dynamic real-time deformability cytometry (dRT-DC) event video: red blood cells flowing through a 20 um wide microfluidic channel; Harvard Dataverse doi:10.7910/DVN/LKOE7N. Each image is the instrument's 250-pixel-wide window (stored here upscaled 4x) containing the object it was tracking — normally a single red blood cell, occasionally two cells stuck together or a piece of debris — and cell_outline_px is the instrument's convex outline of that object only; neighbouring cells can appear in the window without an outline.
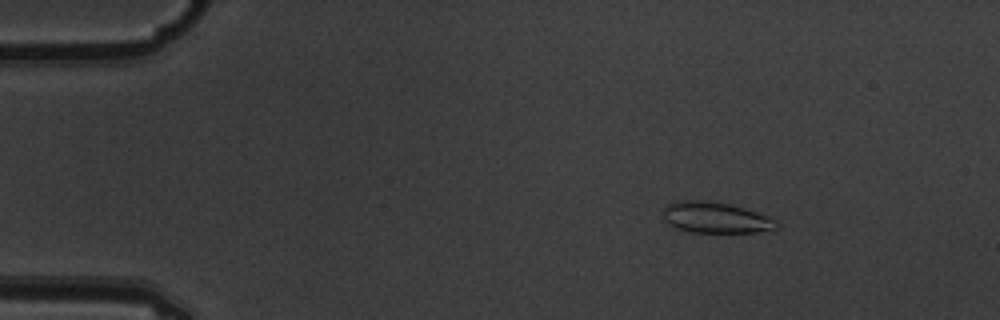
{"species": "common noctule bat (a hibernating species)", "species_latin": "Nyctalus noctula", "temperature_condition": "warm", "stored_images_in_passage": 11, "camera_frame_rate_fps": 3000, "um_per_image_px": 0.085, "animal": {"sex": "male", "body_mass_g": 19.5, "forearm_length_mm": 54.6}, "frame": {"image": 1, "passage_image": 3, "time_ms": 0.667, "image_size_px": [1000, 320], "cell_outline_px": [[780, 228], [776, 232], [692, 232], [676, 228], [668, 224], [664, 220], [664, 208], [668, 204], [676, 200], [708, 200], [728, 204], [744, 208], [768, 216], [776, 220], [780, 224]], "centroid_in_image_um": [60.9, 18.51], "position_along_channel_um": 24.1, "area_um2": 20.87}}
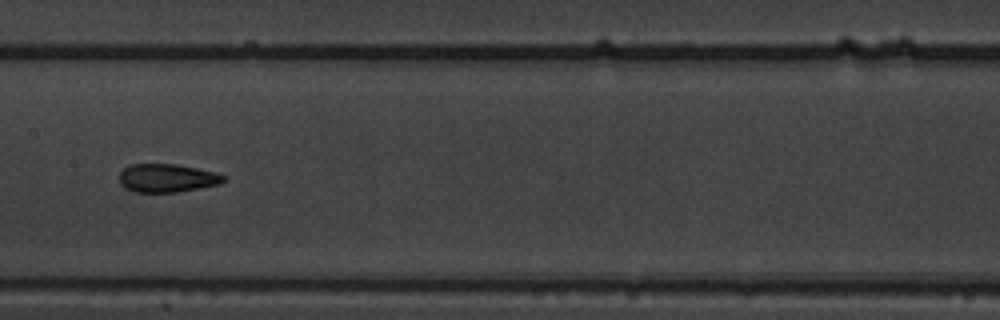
{"frame": {"image": 2, "passage_image": 8, "time_ms": 2.333, "image_size_px": [1000, 320], "cell_outline_px": [[224, 180], [220, 184], [176, 192], [136, 192], [120, 184], [120, 172], [128, 164], [176, 164], [216, 172], [224, 176]], "centroid_in_image_um": [14.19, 15.12], "position_along_channel_um": 193.2, "area_um2": 17.05}}
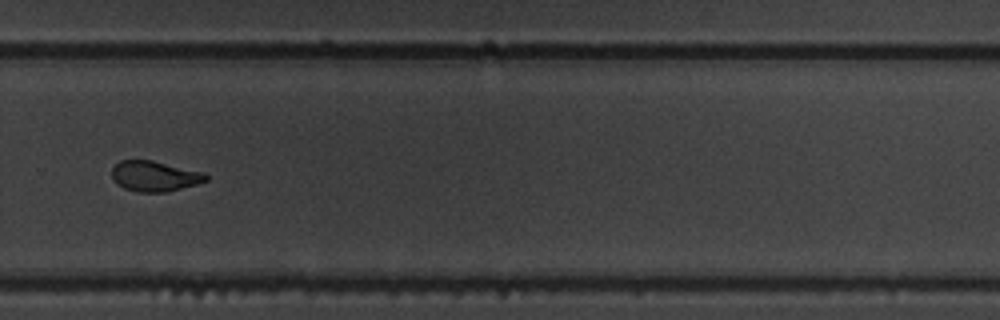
{"frame": {"image": 3, "passage_image": 11, "time_ms": 3.333, "image_size_px": [1000, 320], "cell_outline_px": [[208, 180], [196, 184], [168, 192], [136, 192], [124, 188], [116, 184], [112, 180], [112, 168], [120, 160], [152, 160], [204, 172], [208, 176]], "centroid_in_image_um": [13.13, 14.98], "position_along_channel_um": 316.7, "area_um2": 16.82}}